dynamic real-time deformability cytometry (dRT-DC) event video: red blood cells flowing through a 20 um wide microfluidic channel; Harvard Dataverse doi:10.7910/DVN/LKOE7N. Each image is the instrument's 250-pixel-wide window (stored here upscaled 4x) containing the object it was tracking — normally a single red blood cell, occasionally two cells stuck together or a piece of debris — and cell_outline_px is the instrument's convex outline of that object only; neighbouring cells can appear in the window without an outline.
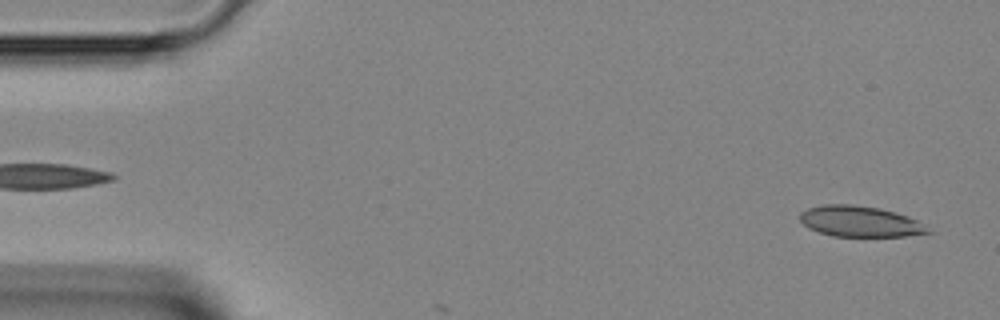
{"species": "Egyptian fruit bat (a non-hibernating species)", "species_latin": "Rousettus aegyptiacus", "temperature_condition": "room temperature", "stored_images_in_passage": 4, "camera_frame_rate_fps": 3000, "um_per_image_px": 0.085, "animal": {"sex": "female"}, "frame": {"image": 1, "passage_image": 1, "time_ms": 0.0, "image_size_px": [1000, 320], "cell_outline_px": [[936, 232], [904, 236], [832, 236], [808, 228], [800, 220], [800, 212], [808, 208], [824, 204], [852, 204], [880, 208], [908, 216], [916, 220]], "centroid_in_image_um": [73.11, 18.82], "position_along_channel_um": 11.9, "area_um2": 23.0}}